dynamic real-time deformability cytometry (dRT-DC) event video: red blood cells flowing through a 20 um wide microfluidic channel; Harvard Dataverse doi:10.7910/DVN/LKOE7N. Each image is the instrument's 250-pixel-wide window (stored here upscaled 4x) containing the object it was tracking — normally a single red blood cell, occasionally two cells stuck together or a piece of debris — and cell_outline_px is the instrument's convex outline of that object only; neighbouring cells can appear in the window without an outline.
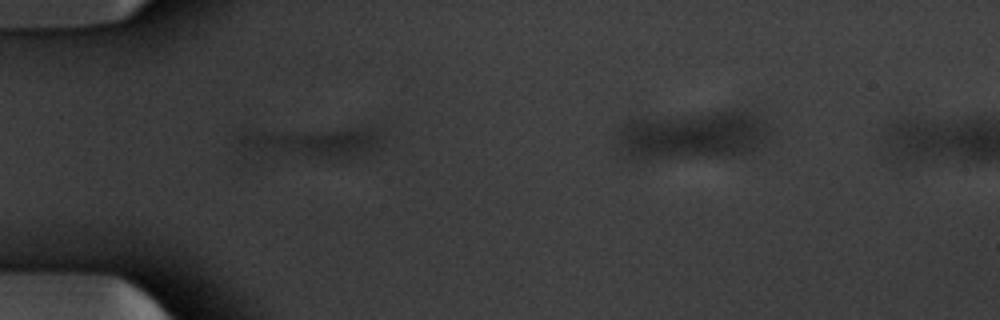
{"species": "common noctule bat (a hibernating species)", "species_latin": "Nyctalus noctula", "temperature_condition": "warm", "stored_images_in_passage": 37, "camera_frame_rate_fps": 3000, "um_per_image_px": 0.085, "animal": {"sex": "male", "body_mass_g": 20.1, "forearm_length_mm": 53.5}, "frame": {"image": 1, "passage_image": 6, "time_ms": 1.667, "image_size_px": [1000, 320], "cell_outline_px": [[384, 140], [372, 152], [352, 156], [308, 156], [264, 152], [232, 144], [236, 132], [364, 128], [368, 128], [380, 132]], "centroid_in_image_um": [26.54, 12.05], "position_along_channel_um": 58.5, "area_um2": 24.57}}
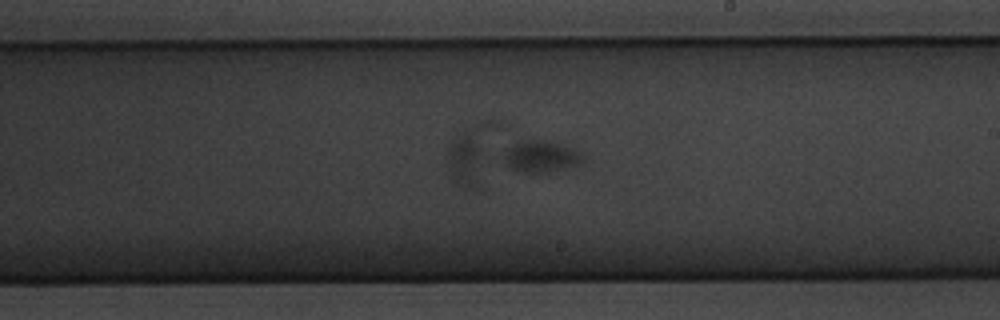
{"frame": {"image": 2, "passage_image": 21, "time_ms": 6.667, "image_size_px": [1000, 320], "cell_outline_px": [[588, 156], [580, 164], [548, 172], [520, 172], [504, 164], [504, 152], [508, 148], [516, 144], [532, 140], [540, 140], [560, 144], [572, 148]], "centroid_in_image_um": [46.03, 13.32], "position_along_channel_um": 243.0, "area_um2": 14.28}}
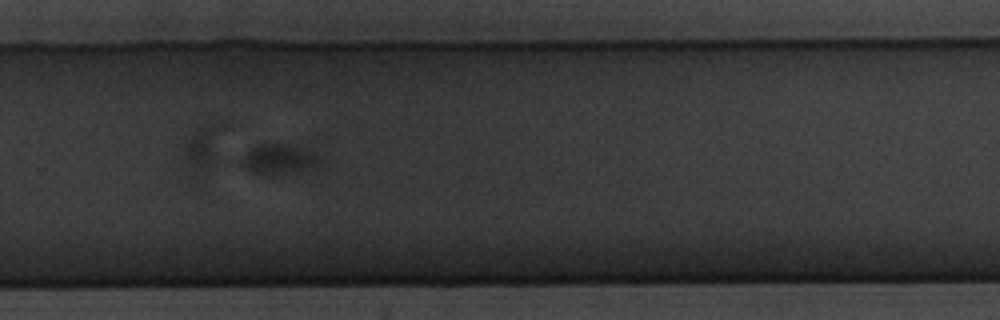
{"frame": {"image": 3, "passage_image": 26, "time_ms": 8.333, "image_size_px": [1000, 320], "cell_outline_px": [[320, 164], [272, 176], [268, 176], [252, 172], [240, 160], [252, 148], [260, 144], [280, 144], [304, 148], [312, 152], [320, 160]], "centroid_in_image_um": [23.66, 13.53], "position_along_channel_um": 306.1, "area_um2": 12.95}}